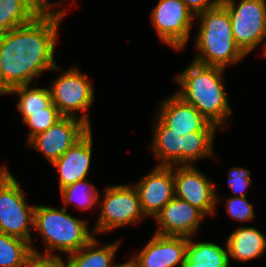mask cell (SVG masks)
<instances>
[{"label":"cell","mask_w":266,"mask_h":267,"mask_svg":"<svg viewBox=\"0 0 266 267\" xmlns=\"http://www.w3.org/2000/svg\"><path fill=\"white\" fill-rule=\"evenodd\" d=\"M63 14L64 10L42 11L30 23L0 35V95L30 85L44 70H59L54 47Z\"/></svg>","instance_id":"obj_1"},{"label":"cell","mask_w":266,"mask_h":267,"mask_svg":"<svg viewBox=\"0 0 266 267\" xmlns=\"http://www.w3.org/2000/svg\"><path fill=\"white\" fill-rule=\"evenodd\" d=\"M223 71L193 61L175 78L182 88L176 94L218 128L232 112L221 82Z\"/></svg>","instance_id":"obj_2"},{"label":"cell","mask_w":266,"mask_h":267,"mask_svg":"<svg viewBox=\"0 0 266 267\" xmlns=\"http://www.w3.org/2000/svg\"><path fill=\"white\" fill-rule=\"evenodd\" d=\"M196 17L201 25L195 47L201 54L195 62L225 69L246 55L235 42L230 15L221 3Z\"/></svg>","instance_id":"obj_3"},{"label":"cell","mask_w":266,"mask_h":267,"mask_svg":"<svg viewBox=\"0 0 266 267\" xmlns=\"http://www.w3.org/2000/svg\"><path fill=\"white\" fill-rule=\"evenodd\" d=\"M33 227L42 234L45 240L44 257H59L50 253V250L54 249L72 254L79 251L94 237L87 229L86 222L66 214L65 208L58 210L36 206Z\"/></svg>","instance_id":"obj_4"},{"label":"cell","mask_w":266,"mask_h":267,"mask_svg":"<svg viewBox=\"0 0 266 267\" xmlns=\"http://www.w3.org/2000/svg\"><path fill=\"white\" fill-rule=\"evenodd\" d=\"M36 206H27L16 179L6 167H0V232L28 241L29 225L34 226Z\"/></svg>","instance_id":"obj_5"},{"label":"cell","mask_w":266,"mask_h":267,"mask_svg":"<svg viewBox=\"0 0 266 267\" xmlns=\"http://www.w3.org/2000/svg\"><path fill=\"white\" fill-rule=\"evenodd\" d=\"M221 4L230 15L235 42L245 54L266 39V0H242L238 5L221 0Z\"/></svg>","instance_id":"obj_6"},{"label":"cell","mask_w":266,"mask_h":267,"mask_svg":"<svg viewBox=\"0 0 266 267\" xmlns=\"http://www.w3.org/2000/svg\"><path fill=\"white\" fill-rule=\"evenodd\" d=\"M100 217L95 232L109 231L131 223L145 216L140 206L139 195L135 187L128 185L110 186L105 190L101 203Z\"/></svg>","instance_id":"obj_7"},{"label":"cell","mask_w":266,"mask_h":267,"mask_svg":"<svg viewBox=\"0 0 266 267\" xmlns=\"http://www.w3.org/2000/svg\"><path fill=\"white\" fill-rule=\"evenodd\" d=\"M88 120L87 114L79 119L63 117L46 131L32 137L28 144L40 150L53 163L90 130Z\"/></svg>","instance_id":"obj_8"},{"label":"cell","mask_w":266,"mask_h":267,"mask_svg":"<svg viewBox=\"0 0 266 267\" xmlns=\"http://www.w3.org/2000/svg\"><path fill=\"white\" fill-rule=\"evenodd\" d=\"M192 16L182 0H159L151 20L160 39L180 50L189 38Z\"/></svg>","instance_id":"obj_9"},{"label":"cell","mask_w":266,"mask_h":267,"mask_svg":"<svg viewBox=\"0 0 266 267\" xmlns=\"http://www.w3.org/2000/svg\"><path fill=\"white\" fill-rule=\"evenodd\" d=\"M78 69H69L50 88L53 104L64 117H76L71 112L86 111L92 104L93 88Z\"/></svg>","instance_id":"obj_10"},{"label":"cell","mask_w":266,"mask_h":267,"mask_svg":"<svg viewBox=\"0 0 266 267\" xmlns=\"http://www.w3.org/2000/svg\"><path fill=\"white\" fill-rule=\"evenodd\" d=\"M178 166L173 173L175 197L187 201L204 214H213L218 200L215 185L191 164Z\"/></svg>","instance_id":"obj_11"},{"label":"cell","mask_w":266,"mask_h":267,"mask_svg":"<svg viewBox=\"0 0 266 267\" xmlns=\"http://www.w3.org/2000/svg\"><path fill=\"white\" fill-rule=\"evenodd\" d=\"M173 166H157L135 188L145 216H154L175 197Z\"/></svg>","instance_id":"obj_12"},{"label":"cell","mask_w":266,"mask_h":267,"mask_svg":"<svg viewBox=\"0 0 266 267\" xmlns=\"http://www.w3.org/2000/svg\"><path fill=\"white\" fill-rule=\"evenodd\" d=\"M189 238L154 234L133 261L138 267H184Z\"/></svg>","instance_id":"obj_13"},{"label":"cell","mask_w":266,"mask_h":267,"mask_svg":"<svg viewBox=\"0 0 266 267\" xmlns=\"http://www.w3.org/2000/svg\"><path fill=\"white\" fill-rule=\"evenodd\" d=\"M204 215L197 207L174 197L155 217L160 225L156 233L191 238L197 232Z\"/></svg>","instance_id":"obj_14"},{"label":"cell","mask_w":266,"mask_h":267,"mask_svg":"<svg viewBox=\"0 0 266 267\" xmlns=\"http://www.w3.org/2000/svg\"><path fill=\"white\" fill-rule=\"evenodd\" d=\"M161 107L159 120L174 133L184 136L197 131H216V125L177 94L164 101Z\"/></svg>","instance_id":"obj_15"},{"label":"cell","mask_w":266,"mask_h":267,"mask_svg":"<svg viewBox=\"0 0 266 267\" xmlns=\"http://www.w3.org/2000/svg\"><path fill=\"white\" fill-rule=\"evenodd\" d=\"M92 155L91 129L52 164L60 173V190L85 179Z\"/></svg>","instance_id":"obj_16"},{"label":"cell","mask_w":266,"mask_h":267,"mask_svg":"<svg viewBox=\"0 0 266 267\" xmlns=\"http://www.w3.org/2000/svg\"><path fill=\"white\" fill-rule=\"evenodd\" d=\"M229 261L230 257L247 261L262 256L266 249V237L253 227H239L227 239Z\"/></svg>","instance_id":"obj_17"},{"label":"cell","mask_w":266,"mask_h":267,"mask_svg":"<svg viewBox=\"0 0 266 267\" xmlns=\"http://www.w3.org/2000/svg\"><path fill=\"white\" fill-rule=\"evenodd\" d=\"M155 126L153 146L156 158L161 159L160 166L183 165V136L172 132L160 120Z\"/></svg>","instance_id":"obj_18"},{"label":"cell","mask_w":266,"mask_h":267,"mask_svg":"<svg viewBox=\"0 0 266 267\" xmlns=\"http://www.w3.org/2000/svg\"><path fill=\"white\" fill-rule=\"evenodd\" d=\"M228 249L207 242L195 243L189 238L184 267H229Z\"/></svg>","instance_id":"obj_19"},{"label":"cell","mask_w":266,"mask_h":267,"mask_svg":"<svg viewBox=\"0 0 266 267\" xmlns=\"http://www.w3.org/2000/svg\"><path fill=\"white\" fill-rule=\"evenodd\" d=\"M99 242L93 237L79 251L69 254L67 260L68 267H115L111 264L118 247V242H114L104 247L96 249Z\"/></svg>","instance_id":"obj_20"},{"label":"cell","mask_w":266,"mask_h":267,"mask_svg":"<svg viewBox=\"0 0 266 267\" xmlns=\"http://www.w3.org/2000/svg\"><path fill=\"white\" fill-rule=\"evenodd\" d=\"M40 13L30 0H0V35L30 23Z\"/></svg>","instance_id":"obj_21"},{"label":"cell","mask_w":266,"mask_h":267,"mask_svg":"<svg viewBox=\"0 0 266 267\" xmlns=\"http://www.w3.org/2000/svg\"><path fill=\"white\" fill-rule=\"evenodd\" d=\"M33 255L28 241L0 232V267H27Z\"/></svg>","instance_id":"obj_22"},{"label":"cell","mask_w":266,"mask_h":267,"mask_svg":"<svg viewBox=\"0 0 266 267\" xmlns=\"http://www.w3.org/2000/svg\"><path fill=\"white\" fill-rule=\"evenodd\" d=\"M29 86H16L7 92L20 95L17 108L23 115V120L29 116V113L46 112V108L53 103L49 88H30L29 90Z\"/></svg>","instance_id":"obj_23"},{"label":"cell","mask_w":266,"mask_h":267,"mask_svg":"<svg viewBox=\"0 0 266 267\" xmlns=\"http://www.w3.org/2000/svg\"><path fill=\"white\" fill-rule=\"evenodd\" d=\"M215 131H197L183 136V165L212 155V143Z\"/></svg>","instance_id":"obj_24"},{"label":"cell","mask_w":266,"mask_h":267,"mask_svg":"<svg viewBox=\"0 0 266 267\" xmlns=\"http://www.w3.org/2000/svg\"><path fill=\"white\" fill-rule=\"evenodd\" d=\"M60 191L65 204H69L75 199L80 209H89L99 201V193L89 185L86 178L62 188Z\"/></svg>","instance_id":"obj_25"},{"label":"cell","mask_w":266,"mask_h":267,"mask_svg":"<svg viewBox=\"0 0 266 267\" xmlns=\"http://www.w3.org/2000/svg\"><path fill=\"white\" fill-rule=\"evenodd\" d=\"M63 117L53 103L46 108V112L29 113V116L23 120L32 129L28 135V141L38 133L49 129Z\"/></svg>","instance_id":"obj_26"},{"label":"cell","mask_w":266,"mask_h":267,"mask_svg":"<svg viewBox=\"0 0 266 267\" xmlns=\"http://www.w3.org/2000/svg\"><path fill=\"white\" fill-rule=\"evenodd\" d=\"M227 200V211L233 218L241 221L253 219L252 204L245 197L235 196Z\"/></svg>","instance_id":"obj_27"},{"label":"cell","mask_w":266,"mask_h":267,"mask_svg":"<svg viewBox=\"0 0 266 267\" xmlns=\"http://www.w3.org/2000/svg\"><path fill=\"white\" fill-rule=\"evenodd\" d=\"M228 178V186L234 191L233 193L241 192L240 197H246L243 191L251 183L250 170L233 167Z\"/></svg>","instance_id":"obj_28"},{"label":"cell","mask_w":266,"mask_h":267,"mask_svg":"<svg viewBox=\"0 0 266 267\" xmlns=\"http://www.w3.org/2000/svg\"><path fill=\"white\" fill-rule=\"evenodd\" d=\"M60 257H44L37 253L33 255L27 267H68Z\"/></svg>","instance_id":"obj_29"},{"label":"cell","mask_w":266,"mask_h":267,"mask_svg":"<svg viewBox=\"0 0 266 267\" xmlns=\"http://www.w3.org/2000/svg\"><path fill=\"white\" fill-rule=\"evenodd\" d=\"M187 8L194 12L195 16H198L200 13L212 9L218 6L221 3V0H182Z\"/></svg>","instance_id":"obj_30"},{"label":"cell","mask_w":266,"mask_h":267,"mask_svg":"<svg viewBox=\"0 0 266 267\" xmlns=\"http://www.w3.org/2000/svg\"><path fill=\"white\" fill-rule=\"evenodd\" d=\"M41 12L49 10L56 4H48L46 0H30Z\"/></svg>","instance_id":"obj_31"},{"label":"cell","mask_w":266,"mask_h":267,"mask_svg":"<svg viewBox=\"0 0 266 267\" xmlns=\"http://www.w3.org/2000/svg\"><path fill=\"white\" fill-rule=\"evenodd\" d=\"M115 267H138V265L133 261V259H131L130 261L124 264H120V265L117 264Z\"/></svg>","instance_id":"obj_32"}]
</instances>
